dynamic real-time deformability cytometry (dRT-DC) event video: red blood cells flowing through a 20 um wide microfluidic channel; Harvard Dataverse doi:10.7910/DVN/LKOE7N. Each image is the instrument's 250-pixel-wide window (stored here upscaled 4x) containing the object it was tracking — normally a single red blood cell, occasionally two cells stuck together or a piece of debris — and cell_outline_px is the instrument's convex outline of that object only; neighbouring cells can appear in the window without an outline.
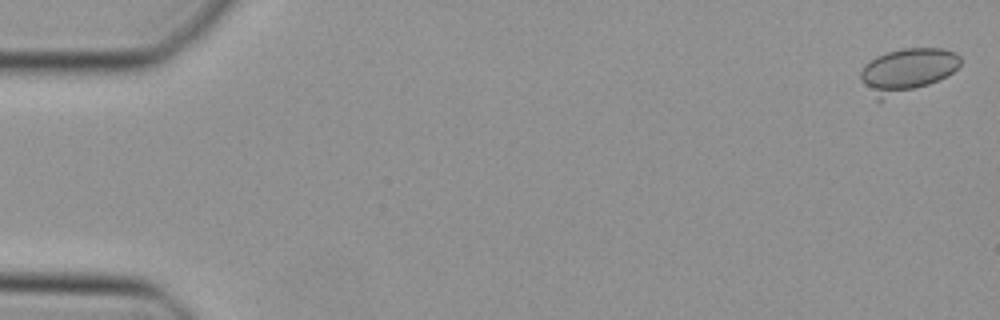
{"species": "Egyptian fruit bat (a non-hibernating species)", "species_latin": "Rousettus aegyptiacus", "temperature_condition": "cold", "stored_images_in_passage": 49, "camera_frame_rate_fps": 3000, "um_per_image_px": 0.085, "animal": {"sex": "female"}, "frame": {"image": 1, "passage_image": 1, "time_ms": 0.0, "image_size_px": [1000, 320], "cell_outline_px": [[960, 64], [948, 76], [928, 84], [880, 100], [876, 100], [860, 80], [860, 72], [864, 64], [876, 56], [888, 52], [904, 48], [944, 48], [956, 52], [960, 56]], "centroid_in_image_um": [77.09, 5.96], "position_along_channel_um": 7.9, "area_um2": 25.43}}
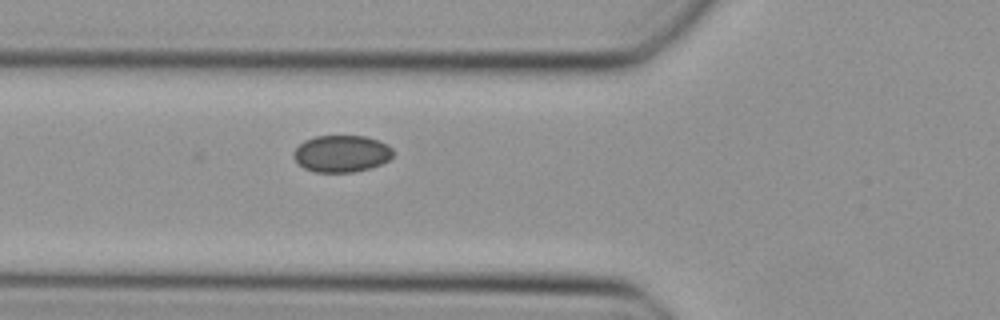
{"frame": {"image": 2, "passage_image": 18, "time_ms": 5.667, "image_size_px": [1000, 320], "cell_outline_px": [[392, 156], [388, 160], [380, 164], [368, 168], [352, 172], [316, 172], [304, 168], [296, 160], [292, 152], [304, 140], [316, 136], [364, 136], [380, 140], [388, 144], [392, 148]], "centroid_in_image_um": [29.03, 13.05], "position_along_channel_um": 96.8, "area_um2": 21.27}}
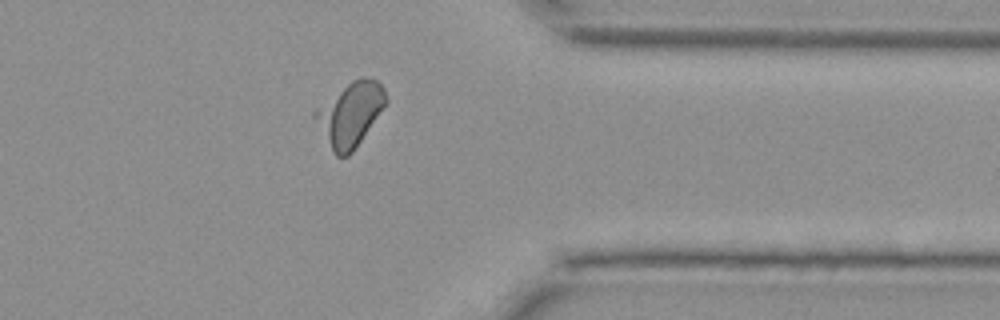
{"frame": {"image": 3, "passage_image": 39, "time_ms": 12.667, "image_size_px": [1000, 320], "cell_outline_px": [[388, 100], [352, 152], [348, 156], [336, 156], [312, 116], [312, 112], [316, 108], [352, 80], [360, 76], [368, 76], [376, 80], [384, 88]], "centroid_in_image_um": [29.76, 9.66], "position_along_channel_um": 381.6, "area_um2": 25.72}}